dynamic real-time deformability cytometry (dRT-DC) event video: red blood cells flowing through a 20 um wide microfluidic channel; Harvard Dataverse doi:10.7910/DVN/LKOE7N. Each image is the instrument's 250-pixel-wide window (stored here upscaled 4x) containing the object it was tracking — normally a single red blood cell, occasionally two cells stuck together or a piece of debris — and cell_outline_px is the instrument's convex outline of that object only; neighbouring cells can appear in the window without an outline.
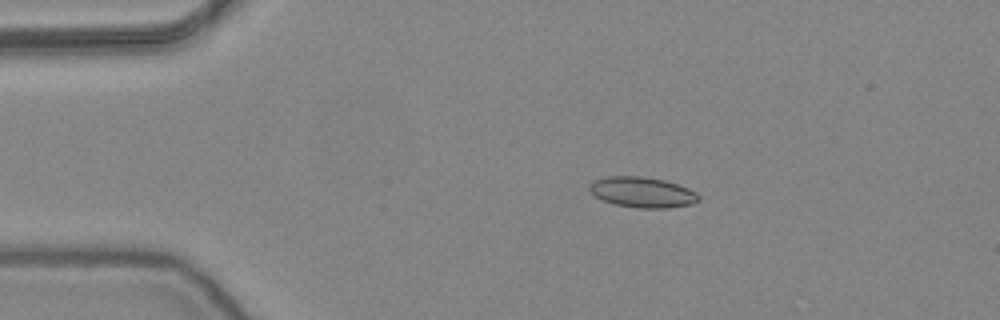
{"species": "common noctule bat (a hibernating species)", "species_latin": "Nyctalus noctula", "temperature_condition": "warm", "stored_images_in_passage": 53, "camera_frame_rate_fps": 3000, "um_per_image_px": 0.085, "animal": {"sex": "female", "body_mass_g": 24.6, "forearm_length_mm": 56.2}, "frame": {"image": 1, "passage_image": 10, "time_ms": 3.0, "image_size_px": [1000, 320], "cell_outline_px": [[700, 200], [692, 204], [668, 208], [640, 208], [616, 204], [604, 200], [596, 196], [588, 188], [588, 184], [596, 180], [608, 176], [640, 176], [664, 180], [688, 188], [696, 192], [700, 196]], "centroid_in_image_um": [54.63, 16.34], "position_along_channel_um": 30.4, "area_um2": 19.25}}
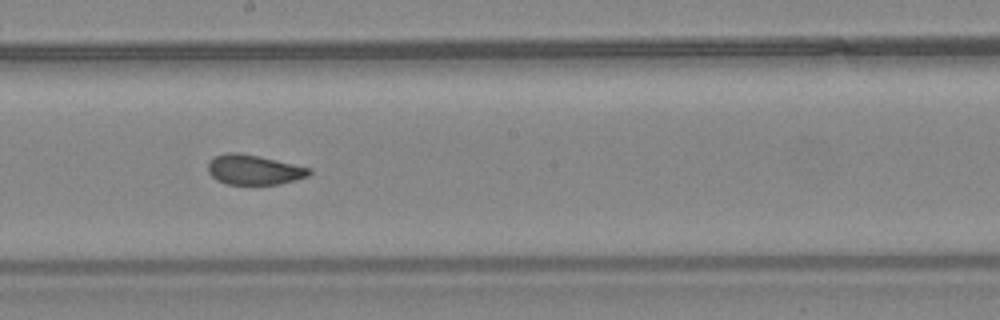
{"frame": {"image": 2, "passage_image": 29, "time_ms": 9.333, "image_size_px": [1000, 320], "cell_outline_px": [[312, 172], [308, 176], [296, 180], [280, 184], [228, 184], [216, 180], [208, 172], [208, 160], [216, 156], [228, 152], [236, 152], [256, 156], [312, 168]], "centroid_in_image_um": [21.58, 14.44], "position_along_channel_um": 226.6, "area_um2": 17.51}}
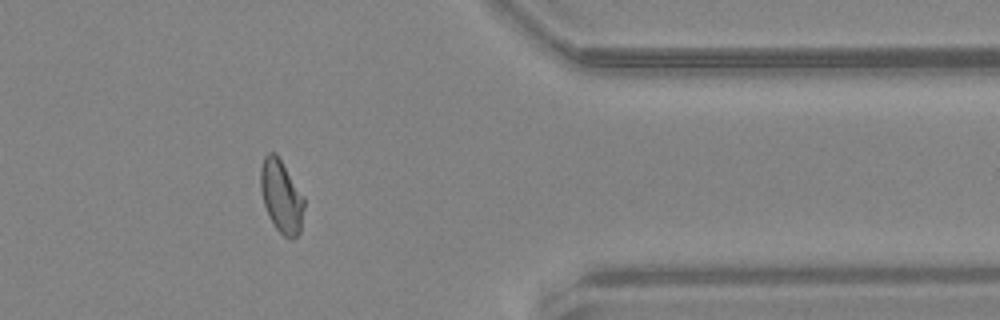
{"frame": {"image": 3, "passage_image": 43, "time_ms": 14.0, "image_size_px": [1000, 320], "cell_outline_px": [[304, 208], [300, 232], [292, 240], [284, 236], [276, 228], [268, 216], [264, 204], [260, 188], [260, 168], [264, 156], [268, 152], [276, 152], [304, 196]], "centroid_in_image_um": [23.91, 16.68], "position_along_channel_um": 387.5, "area_um2": 18.61}, "authors_computed_cell_mechanics": {"area_um2": 18.4382, "velocity_mm_per_s": 3.8848, "shape_relaxation_time_tau1_ms": null, "shape_relaxation_time_tau2_ms": 1.2248, "deformation_change_tau1": null, "deformation_change_tau2": 0.0559}}